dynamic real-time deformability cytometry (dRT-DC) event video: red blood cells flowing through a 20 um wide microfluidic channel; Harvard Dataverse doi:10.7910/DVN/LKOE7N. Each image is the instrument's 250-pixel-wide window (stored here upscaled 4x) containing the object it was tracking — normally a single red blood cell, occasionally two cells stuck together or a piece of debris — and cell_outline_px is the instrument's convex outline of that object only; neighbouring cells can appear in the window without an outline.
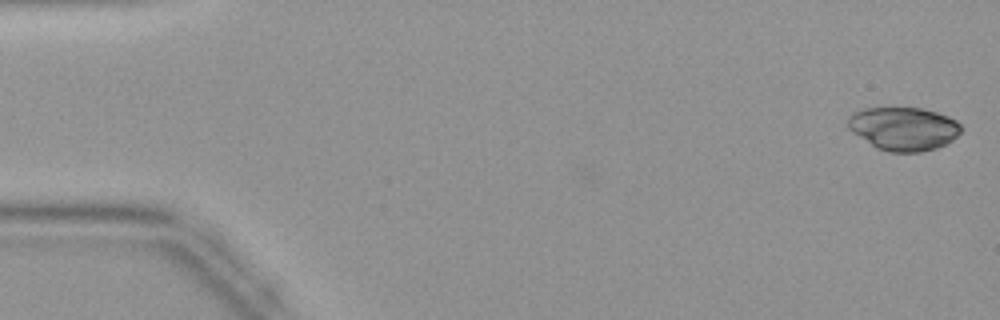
{"species": "common noctule bat (a hibernating species)", "species_latin": "Nyctalus noctula", "temperature_condition": "warm", "stored_images_in_passage": 43, "camera_frame_rate_fps": 3000, "um_per_image_px": 0.085, "animal": {"sex": "female", "body_mass_g": 19.9}, "frame": {"image": 1, "passage_image": 1, "time_ms": 0.0, "image_size_px": [1000, 320], "cell_outline_px": [[964, 128], [952, 140], [936, 148], [920, 152], [888, 152], [876, 148], [852, 132], [848, 128], [848, 116], [852, 112], [864, 108], [924, 108], [948, 116], [956, 120]], "centroid_in_image_um": [76.79, 10.93], "position_along_channel_um": 8.2, "area_um2": 28.73}}
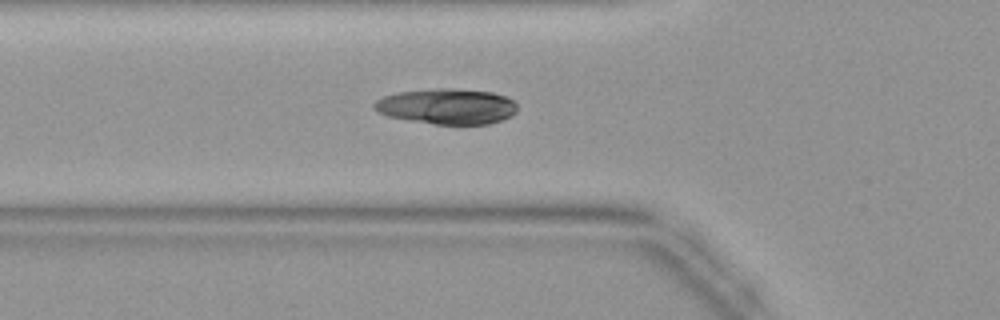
{"frame": {"image": 2, "passage_image": 15, "time_ms": 4.667, "image_size_px": [1000, 320], "cell_outline_px": [[516, 112], [512, 116], [504, 120], [488, 124], [436, 124], [388, 116], [372, 108], [372, 104], [376, 100], [384, 96], [396, 92], [436, 88], [452, 88], [492, 92], [504, 96], [512, 100], [516, 104]], "centroid_in_image_um": [38.0, 9.03], "position_along_channel_um": 87.8, "area_um2": 29.65}}
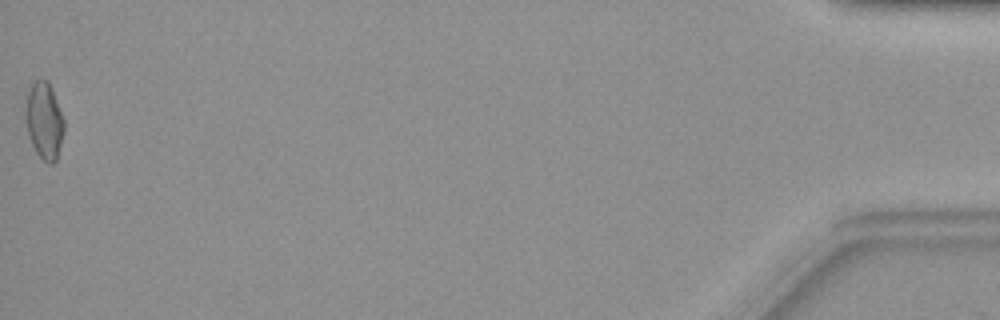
{"frame": {"image": 3, "passage_image": 43, "time_ms": 14.0, "image_size_px": [1000, 320], "cell_outline_px": [[64, 132], [56, 160], [52, 164], [48, 164], [36, 152], [28, 136], [20, 108], [32, 84], [40, 76], [48, 80], [64, 120]], "centroid_in_image_um": [3.68, 10.21], "position_along_channel_um": 431.5, "area_um2": 17.92}}